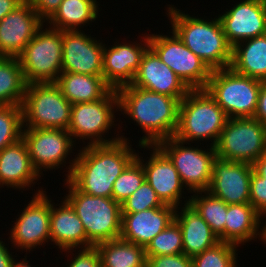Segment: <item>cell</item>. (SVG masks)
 Wrapping results in <instances>:
<instances>
[{
    "instance_id": "cell-1",
    "label": "cell",
    "mask_w": 266,
    "mask_h": 267,
    "mask_svg": "<svg viewBox=\"0 0 266 267\" xmlns=\"http://www.w3.org/2000/svg\"><path fill=\"white\" fill-rule=\"evenodd\" d=\"M130 141L82 146L67 162L66 179L87 195L112 198L114 181L137 156Z\"/></svg>"
},
{
    "instance_id": "cell-2",
    "label": "cell",
    "mask_w": 266,
    "mask_h": 267,
    "mask_svg": "<svg viewBox=\"0 0 266 267\" xmlns=\"http://www.w3.org/2000/svg\"><path fill=\"white\" fill-rule=\"evenodd\" d=\"M119 111L140 126L139 145H157L174 137L178 126L180 100L130 85L116 90ZM146 135V136H145Z\"/></svg>"
},
{
    "instance_id": "cell-3",
    "label": "cell",
    "mask_w": 266,
    "mask_h": 267,
    "mask_svg": "<svg viewBox=\"0 0 266 267\" xmlns=\"http://www.w3.org/2000/svg\"><path fill=\"white\" fill-rule=\"evenodd\" d=\"M171 30L211 70L230 68L232 46L227 42L219 17L210 20L181 12L168 5ZM205 19V20H204Z\"/></svg>"
},
{
    "instance_id": "cell-4",
    "label": "cell",
    "mask_w": 266,
    "mask_h": 267,
    "mask_svg": "<svg viewBox=\"0 0 266 267\" xmlns=\"http://www.w3.org/2000/svg\"><path fill=\"white\" fill-rule=\"evenodd\" d=\"M227 114L206 89L190 90L180 101L178 126L174 137L182 142L210 140L214 147L228 121ZM194 141V142H193Z\"/></svg>"
},
{
    "instance_id": "cell-5",
    "label": "cell",
    "mask_w": 266,
    "mask_h": 267,
    "mask_svg": "<svg viewBox=\"0 0 266 267\" xmlns=\"http://www.w3.org/2000/svg\"><path fill=\"white\" fill-rule=\"evenodd\" d=\"M63 197L82 221L88 238V247L118 239L121 235V204L113 198L91 196L79 191L68 179Z\"/></svg>"
},
{
    "instance_id": "cell-6",
    "label": "cell",
    "mask_w": 266,
    "mask_h": 267,
    "mask_svg": "<svg viewBox=\"0 0 266 267\" xmlns=\"http://www.w3.org/2000/svg\"><path fill=\"white\" fill-rule=\"evenodd\" d=\"M119 100L117 91L112 89L104 98L86 103L72 104L71 108V120L68 127V132L72 136V140L76 143V140L87 141V146L108 144L116 142L120 139H126V136L121 135L125 133L116 134L109 138V130L119 125L114 123L116 117L114 113L119 110ZM115 110V111H114ZM105 134V135H104ZM108 139H107V136ZM114 137V138H113ZM76 139V140H75ZM81 139V140H80Z\"/></svg>"
},
{
    "instance_id": "cell-7",
    "label": "cell",
    "mask_w": 266,
    "mask_h": 267,
    "mask_svg": "<svg viewBox=\"0 0 266 267\" xmlns=\"http://www.w3.org/2000/svg\"><path fill=\"white\" fill-rule=\"evenodd\" d=\"M262 82L231 68L217 69L212 70L205 89L228 118L254 117Z\"/></svg>"
},
{
    "instance_id": "cell-8",
    "label": "cell",
    "mask_w": 266,
    "mask_h": 267,
    "mask_svg": "<svg viewBox=\"0 0 266 267\" xmlns=\"http://www.w3.org/2000/svg\"><path fill=\"white\" fill-rule=\"evenodd\" d=\"M21 107L23 128L68 130L72 104L55 83L27 84Z\"/></svg>"
},
{
    "instance_id": "cell-9",
    "label": "cell",
    "mask_w": 266,
    "mask_h": 267,
    "mask_svg": "<svg viewBox=\"0 0 266 267\" xmlns=\"http://www.w3.org/2000/svg\"><path fill=\"white\" fill-rule=\"evenodd\" d=\"M46 26L18 56L27 84L55 83L62 72V31Z\"/></svg>"
},
{
    "instance_id": "cell-10",
    "label": "cell",
    "mask_w": 266,
    "mask_h": 267,
    "mask_svg": "<svg viewBox=\"0 0 266 267\" xmlns=\"http://www.w3.org/2000/svg\"><path fill=\"white\" fill-rule=\"evenodd\" d=\"M214 147L219 159L252 165L266 152V126L254 117L229 118Z\"/></svg>"
},
{
    "instance_id": "cell-11",
    "label": "cell",
    "mask_w": 266,
    "mask_h": 267,
    "mask_svg": "<svg viewBox=\"0 0 266 267\" xmlns=\"http://www.w3.org/2000/svg\"><path fill=\"white\" fill-rule=\"evenodd\" d=\"M175 137L160 141L157 146L169 157L177 169L188 193L207 191L212 177L213 161L217 158L215 147L184 146Z\"/></svg>"
},
{
    "instance_id": "cell-12",
    "label": "cell",
    "mask_w": 266,
    "mask_h": 267,
    "mask_svg": "<svg viewBox=\"0 0 266 267\" xmlns=\"http://www.w3.org/2000/svg\"><path fill=\"white\" fill-rule=\"evenodd\" d=\"M171 33L172 35L148 33L149 47L190 90L205 89L212 70L173 31Z\"/></svg>"
},
{
    "instance_id": "cell-13",
    "label": "cell",
    "mask_w": 266,
    "mask_h": 267,
    "mask_svg": "<svg viewBox=\"0 0 266 267\" xmlns=\"http://www.w3.org/2000/svg\"><path fill=\"white\" fill-rule=\"evenodd\" d=\"M36 191L28 204L24 205L22 213L16 217L8 238L13 249L26 250V253L50 242L51 198H48L43 188Z\"/></svg>"
},
{
    "instance_id": "cell-14",
    "label": "cell",
    "mask_w": 266,
    "mask_h": 267,
    "mask_svg": "<svg viewBox=\"0 0 266 267\" xmlns=\"http://www.w3.org/2000/svg\"><path fill=\"white\" fill-rule=\"evenodd\" d=\"M25 141L31 162L42 176L43 171L63 168L76 147L71 134L66 129L23 128ZM73 148V150H72ZM43 170V171H42Z\"/></svg>"
},
{
    "instance_id": "cell-15",
    "label": "cell",
    "mask_w": 266,
    "mask_h": 267,
    "mask_svg": "<svg viewBox=\"0 0 266 267\" xmlns=\"http://www.w3.org/2000/svg\"><path fill=\"white\" fill-rule=\"evenodd\" d=\"M139 148H144V150L148 148L147 151L151 149V154L147 157L148 160L142 159L143 157L139 153L136 158L142 163L145 180L154 189L160 200L165 205L175 208L182 206V204H189L190 197L188 196L187 200L183 195L184 190L187 189L169 157L157 145H139ZM182 198L185 203H181Z\"/></svg>"
},
{
    "instance_id": "cell-16",
    "label": "cell",
    "mask_w": 266,
    "mask_h": 267,
    "mask_svg": "<svg viewBox=\"0 0 266 267\" xmlns=\"http://www.w3.org/2000/svg\"><path fill=\"white\" fill-rule=\"evenodd\" d=\"M82 31H62V72L103 76L104 43Z\"/></svg>"
},
{
    "instance_id": "cell-17",
    "label": "cell",
    "mask_w": 266,
    "mask_h": 267,
    "mask_svg": "<svg viewBox=\"0 0 266 267\" xmlns=\"http://www.w3.org/2000/svg\"><path fill=\"white\" fill-rule=\"evenodd\" d=\"M140 40L139 43L138 41L119 43L117 40L113 46H106L104 43L103 77L112 89L117 90L133 82L143 54L149 47L148 34H142Z\"/></svg>"
},
{
    "instance_id": "cell-18",
    "label": "cell",
    "mask_w": 266,
    "mask_h": 267,
    "mask_svg": "<svg viewBox=\"0 0 266 267\" xmlns=\"http://www.w3.org/2000/svg\"><path fill=\"white\" fill-rule=\"evenodd\" d=\"M44 23L24 0L0 21V56L18 57Z\"/></svg>"
},
{
    "instance_id": "cell-19",
    "label": "cell",
    "mask_w": 266,
    "mask_h": 267,
    "mask_svg": "<svg viewBox=\"0 0 266 267\" xmlns=\"http://www.w3.org/2000/svg\"><path fill=\"white\" fill-rule=\"evenodd\" d=\"M253 166L249 163L216 158L207 191L226 204L250 203V179Z\"/></svg>"
},
{
    "instance_id": "cell-20",
    "label": "cell",
    "mask_w": 266,
    "mask_h": 267,
    "mask_svg": "<svg viewBox=\"0 0 266 267\" xmlns=\"http://www.w3.org/2000/svg\"><path fill=\"white\" fill-rule=\"evenodd\" d=\"M226 10L218 17L232 47L243 40L266 34V0H240Z\"/></svg>"
},
{
    "instance_id": "cell-21",
    "label": "cell",
    "mask_w": 266,
    "mask_h": 267,
    "mask_svg": "<svg viewBox=\"0 0 266 267\" xmlns=\"http://www.w3.org/2000/svg\"><path fill=\"white\" fill-rule=\"evenodd\" d=\"M131 85L150 92L175 97L180 101L190 91L175 72L163 63L150 47L143 54L139 69Z\"/></svg>"
},
{
    "instance_id": "cell-22",
    "label": "cell",
    "mask_w": 266,
    "mask_h": 267,
    "mask_svg": "<svg viewBox=\"0 0 266 267\" xmlns=\"http://www.w3.org/2000/svg\"><path fill=\"white\" fill-rule=\"evenodd\" d=\"M176 208L164 205L136 213H121L120 238L144 248L173 220Z\"/></svg>"
},
{
    "instance_id": "cell-23",
    "label": "cell",
    "mask_w": 266,
    "mask_h": 267,
    "mask_svg": "<svg viewBox=\"0 0 266 267\" xmlns=\"http://www.w3.org/2000/svg\"><path fill=\"white\" fill-rule=\"evenodd\" d=\"M40 177L22 138L0 151V188L7 186V188L25 191L33 187Z\"/></svg>"
},
{
    "instance_id": "cell-24",
    "label": "cell",
    "mask_w": 266,
    "mask_h": 267,
    "mask_svg": "<svg viewBox=\"0 0 266 267\" xmlns=\"http://www.w3.org/2000/svg\"><path fill=\"white\" fill-rule=\"evenodd\" d=\"M60 202L61 204L55 205L51 199L50 242L56 244L61 253L65 251L69 254L74 249L88 248L82 221L64 198Z\"/></svg>"
},
{
    "instance_id": "cell-25",
    "label": "cell",
    "mask_w": 266,
    "mask_h": 267,
    "mask_svg": "<svg viewBox=\"0 0 266 267\" xmlns=\"http://www.w3.org/2000/svg\"><path fill=\"white\" fill-rule=\"evenodd\" d=\"M174 220L182 231L183 253L191 258L220 242L208 223L190 204L176 208Z\"/></svg>"
},
{
    "instance_id": "cell-26",
    "label": "cell",
    "mask_w": 266,
    "mask_h": 267,
    "mask_svg": "<svg viewBox=\"0 0 266 267\" xmlns=\"http://www.w3.org/2000/svg\"><path fill=\"white\" fill-rule=\"evenodd\" d=\"M230 68L240 75L266 82V34L236 43L232 47Z\"/></svg>"
},
{
    "instance_id": "cell-27",
    "label": "cell",
    "mask_w": 266,
    "mask_h": 267,
    "mask_svg": "<svg viewBox=\"0 0 266 267\" xmlns=\"http://www.w3.org/2000/svg\"><path fill=\"white\" fill-rule=\"evenodd\" d=\"M55 84L71 104L102 99L112 90L103 76L71 72H61Z\"/></svg>"
},
{
    "instance_id": "cell-28",
    "label": "cell",
    "mask_w": 266,
    "mask_h": 267,
    "mask_svg": "<svg viewBox=\"0 0 266 267\" xmlns=\"http://www.w3.org/2000/svg\"><path fill=\"white\" fill-rule=\"evenodd\" d=\"M260 214L250 203L228 205L224 242L245 245L259 239Z\"/></svg>"
},
{
    "instance_id": "cell-29",
    "label": "cell",
    "mask_w": 266,
    "mask_h": 267,
    "mask_svg": "<svg viewBox=\"0 0 266 267\" xmlns=\"http://www.w3.org/2000/svg\"><path fill=\"white\" fill-rule=\"evenodd\" d=\"M99 6L97 0H63L47 25L61 31L81 30L96 21Z\"/></svg>"
},
{
    "instance_id": "cell-30",
    "label": "cell",
    "mask_w": 266,
    "mask_h": 267,
    "mask_svg": "<svg viewBox=\"0 0 266 267\" xmlns=\"http://www.w3.org/2000/svg\"><path fill=\"white\" fill-rule=\"evenodd\" d=\"M102 267H146L145 248L121 238L96 245Z\"/></svg>"
},
{
    "instance_id": "cell-31",
    "label": "cell",
    "mask_w": 266,
    "mask_h": 267,
    "mask_svg": "<svg viewBox=\"0 0 266 267\" xmlns=\"http://www.w3.org/2000/svg\"><path fill=\"white\" fill-rule=\"evenodd\" d=\"M26 86L18 57L0 56V105H22Z\"/></svg>"
},
{
    "instance_id": "cell-32",
    "label": "cell",
    "mask_w": 266,
    "mask_h": 267,
    "mask_svg": "<svg viewBox=\"0 0 266 267\" xmlns=\"http://www.w3.org/2000/svg\"><path fill=\"white\" fill-rule=\"evenodd\" d=\"M189 204L208 223L212 231L224 242V226L228 204L208 191L191 193Z\"/></svg>"
},
{
    "instance_id": "cell-33",
    "label": "cell",
    "mask_w": 266,
    "mask_h": 267,
    "mask_svg": "<svg viewBox=\"0 0 266 267\" xmlns=\"http://www.w3.org/2000/svg\"><path fill=\"white\" fill-rule=\"evenodd\" d=\"M238 247L233 243L220 241L192 257V267H237Z\"/></svg>"
},
{
    "instance_id": "cell-34",
    "label": "cell",
    "mask_w": 266,
    "mask_h": 267,
    "mask_svg": "<svg viewBox=\"0 0 266 267\" xmlns=\"http://www.w3.org/2000/svg\"><path fill=\"white\" fill-rule=\"evenodd\" d=\"M183 253L182 231L173 220L161 233L156 235L145 248L146 256L175 255Z\"/></svg>"
},
{
    "instance_id": "cell-35",
    "label": "cell",
    "mask_w": 266,
    "mask_h": 267,
    "mask_svg": "<svg viewBox=\"0 0 266 267\" xmlns=\"http://www.w3.org/2000/svg\"><path fill=\"white\" fill-rule=\"evenodd\" d=\"M21 105H0V151L22 138Z\"/></svg>"
},
{
    "instance_id": "cell-36",
    "label": "cell",
    "mask_w": 266,
    "mask_h": 267,
    "mask_svg": "<svg viewBox=\"0 0 266 267\" xmlns=\"http://www.w3.org/2000/svg\"><path fill=\"white\" fill-rule=\"evenodd\" d=\"M144 181L145 172L142 163L135 158L114 181L112 198L121 204L133 194Z\"/></svg>"
},
{
    "instance_id": "cell-37",
    "label": "cell",
    "mask_w": 266,
    "mask_h": 267,
    "mask_svg": "<svg viewBox=\"0 0 266 267\" xmlns=\"http://www.w3.org/2000/svg\"><path fill=\"white\" fill-rule=\"evenodd\" d=\"M164 205L154 189L145 180L133 194L121 203V213H136Z\"/></svg>"
},
{
    "instance_id": "cell-38",
    "label": "cell",
    "mask_w": 266,
    "mask_h": 267,
    "mask_svg": "<svg viewBox=\"0 0 266 267\" xmlns=\"http://www.w3.org/2000/svg\"><path fill=\"white\" fill-rule=\"evenodd\" d=\"M250 204L261 215L266 212V179L254 171L250 179Z\"/></svg>"
},
{
    "instance_id": "cell-39",
    "label": "cell",
    "mask_w": 266,
    "mask_h": 267,
    "mask_svg": "<svg viewBox=\"0 0 266 267\" xmlns=\"http://www.w3.org/2000/svg\"><path fill=\"white\" fill-rule=\"evenodd\" d=\"M74 251L76 254L72 253L74 258L66 263V265L69 264L67 267H102L99 250L96 246L79 248V250L75 249Z\"/></svg>"
},
{
    "instance_id": "cell-40",
    "label": "cell",
    "mask_w": 266,
    "mask_h": 267,
    "mask_svg": "<svg viewBox=\"0 0 266 267\" xmlns=\"http://www.w3.org/2000/svg\"><path fill=\"white\" fill-rule=\"evenodd\" d=\"M146 267H192V259L184 253L146 256Z\"/></svg>"
},
{
    "instance_id": "cell-41",
    "label": "cell",
    "mask_w": 266,
    "mask_h": 267,
    "mask_svg": "<svg viewBox=\"0 0 266 267\" xmlns=\"http://www.w3.org/2000/svg\"><path fill=\"white\" fill-rule=\"evenodd\" d=\"M33 9L38 16L46 22L54 15L58 10L63 0H29Z\"/></svg>"
},
{
    "instance_id": "cell-42",
    "label": "cell",
    "mask_w": 266,
    "mask_h": 267,
    "mask_svg": "<svg viewBox=\"0 0 266 267\" xmlns=\"http://www.w3.org/2000/svg\"><path fill=\"white\" fill-rule=\"evenodd\" d=\"M254 118L266 126V82H262Z\"/></svg>"
},
{
    "instance_id": "cell-43",
    "label": "cell",
    "mask_w": 266,
    "mask_h": 267,
    "mask_svg": "<svg viewBox=\"0 0 266 267\" xmlns=\"http://www.w3.org/2000/svg\"><path fill=\"white\" fill-rule=\"evenodd\" d=\"M1 239V237H0ZM2 239L0 240V267H11L12 263L15 261V257L13 258L12 252L7 248Z\"/></svg>"
},
{
    "instance_id": "cell-44",
    "label": "cell",
    "mask_w": 266,
    "mask_h": 267,
    "mask_svg": "<svg viewBox=\"0 0 266 267\" xmlns=\"http://www.w3.org/2000/svg\"><path fill=\"white\" fill-rule=\"evenodd\" d=\"M24 0H0V21Z\"/></svg>"
},
{
    "instance_id": "cell-45",
    "label": "cell",
    "mask_w": 266,
    "mask_h": 267,
    "mask_svg": "<svg viewBox=\"0 0 266 267\" xmlns=\"http://www.w3.org/2000/svg\"><path fill=\"white\" fill-rule=\"evenodd\" d=\"M253 171L261 176L262 178L266 179V152L257 159L253 164Z\"/></svg>"
},
{
    "instance_id": "cell-46",
    "label": "cell",
    "mask_w": 266,
    "mask_h": 267,
    "mask_svg": "<svg viewBox=\"0 0 266 267\" xmlns=\"http://www.w3.org/2000/svg\"><path fill=\"white\" fill-rule=\"evenodd\" d=\"M264 218H266V212L260 215V224L264 223V222H261V220L263 221ZM262 226H263L262 228H259V235L261 236H259L258 240H261L263 241V243L266 244V221Z\"/></svg>"
},
{
    "instance_id": "cell-47",
    "label": "cell",
    "mask_w": 266,
    "mask_h": 267,
    "mask_svg": "<svg viewBox=\"0 0 266 267\" xmlns=\"http://www.w3.org/2000/svg\"><path fill=\"white\" fill-rule=\"evenodd\" d=\"M25 258H23V260L21 261H19V259H18V262L16 261V259H15V261L12 263V265H11V267H32L31 265H30V263L26 260L27 258V255L26 256H24Z\"/></svg>"
}]
</instances>
